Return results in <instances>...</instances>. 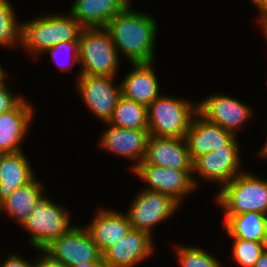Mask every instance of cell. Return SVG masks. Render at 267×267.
Returning a JSON list of instances; mask_svg holds the SVG:
<instances>
[{"instance_id":"20","label":"cell","mask_w":267,"mask_h":267,"mask_svg":"<svg viewBox=\"0 0 267 267\" xmlns=\"http://www.w3.org/2000/svg\"><path fill=\"white\" fill-rule=\"evenodd\" d=\"M47 187L35 176L29 183L18 187L14 193L0 203V213L14 219L23 226L35 209V205L47 193ZM45 192V193H44Z\"/></svg>"},{"instance_id":"14","label":"cell","mask_w":267,"mask_h":267,"mask_svg":"<svg viewBox=\"0 0 267 267\" xmlns=\"http://www.w3.org/2000/svg\"><path fill=\"white\" fill-rule=\"evenodd\" d=\"M148 233L134 228L103 254L105 267H137L150 259L156 249L155 241Z\"/></svg>"},{"instance_id":"34","label":"cell","mask_w":267,"mask_h":267,"mask_svg":"<svg viewBox=\"0 0 267 267\" xmlns=\"http://www.w3.org/2000/svg\"><path fill=\"white\" fill-rule=\"evenodd\" d=\"M253 267H267V247L260 255L259 260Z\"/></svg>"},{"instance_id":"27","label":"cell","mask_w":267,"mask_h":267,"mask_svg":"<svg viewBox=\"0 0 267 267\" xmlns=\"http://www.w3.org/2000/svg\"><path fill=\"white\" fill-rule=\"evenodd\" d=\"M232 249L231 258L232 261H236L235 264L239 267H253L259 260L260 255L266 249L267 244L260 241H248L243 239H231Z\"/></svg>"},{"instance_id":"11","label":"cell","mask_w":267,"mask_h":267,"mask_svg":"<svg viewBox=\"0 0 267 267\" xmlns=\"http://www.w3.org/2000/svg\"><path fill=\"white\" fill-rule=\"evenodd\" d=\"M146 183L143 189L171 196L182 205L183 200L197 189L192 180V170H177L140 163L132 174ZM184 197V198H183Z\"/></svg>"},{"instance_id":"4","label":"cell","mask_w":267,"mask_h":267,"mask_svg":"<svg viewBox=\"0 0 267 267\" xmlns=\"http://www.w3.org/2000/svg\"><path fill=\"white\" fill-rule=\"evenodd\" d=\"M120 55L105 28H83L79 36L80 75L118 77Z\"/></svg>"},{"instance_id":"2","label":"cell","mask_w":267,"mask_h":267,"mask_svg":"<svg viewBox=\"0 0 267 267\" xmlns=\"http://www.w3.org/2000/svg\"><path fill=\"white\" fill-rule=\"evenodd\" d=\"M83 27L70 14L39 15L34 19L21 22V48L35 60L39 55L55 45L72 40H79Z\"/></svg>"},{"instance_id":"29","label":"cell","mask_w":267,"mask_h":267,"mask_svg":"<svg viewBox=\"0 0 267 267\" xmlns=\"http://www.w3.org/2000/svg\"><path fill=\"white\" fill-rule=\"evenodd\" d=\"M9 85L6 83L0 87V114L14 109L24 99L22 94L12 91Z\"/></svg>"},{"instance_id":"9","label":"cell","mask_w":267,"mask_h":267,"mask_svg":"<svg viewBox=\"0 0 267 267\" xmlns=\"http://www.w3.org/2000/svg\"><path fill=\"white\" fill-rule=\"evenodd\" d=\"M117 77L80 75L76 81V90L84 106L99 121L108 123L111 119L118 99L122 95Z\"/></svg>"},{"instance_id":"22","label":"cell","mask_w":267,"mask_h":267,"mask_svg":"<svg viewBox=\"0 0 267 267\" xmlns=\"http://www.w3.org/2000/svg\"><path fill=\"white\" fill-rule=\"evenodd\" d=\"M122 10L116 0H74L69 13L83 28H105Z\"/></svg>"},{"instance_id":"24","label":"cell","mask_w":267,"mask_h":267,"mask_svg":"<svg viewBox=\"0 0 267 267\" xmlns=\"http://www.w3.org/2000/svg\"><path fill=\"white\" fill-rule=\"evenodd\" d=\"M108 124L125 129H148L147 107L121 95Z\"/></svg>"},{"instance_id":"16","label":"cell","mask_w":267,"mask_h":267,"mask_svg":"<svg viewBox=\"0 0 267 267\" xmlns=\"http://www.w3.org/2000/svg\"><path fill=\"white\" fill-rule=\"evenodd\" d=\"M141 163L169 169L193 170V161L185 138L155 137L150 135L144 159Z\"/></svg>"},{"instance_id":"33","label":"cell","mask_w":267,"mask_h":267,"mask_svg":"<svg viewBox=\"0 0 267 267\" xmlns=\"http://www.w3.org/2000/svg\"><path fill=\"white\" fill-rule=\"evenodd\" d=\"M251 3H254L259 16L267 9V0H251Z\"/></svg>"},{"instance_id":"8","label":"cell","mask_w":267,"mask_h":267,"mask_svg":"<svg viewBox=\"0 0 267 267\" xmlns=\"http://www.w3.org/2000/svg\"><path fill=\"white\" fill-rule=\"evenodd\" d=\"M127 209L131 227L148 233L154 238L153 228L172 218L180 204L163 193L140 189Z\"/></svg>"},{"instance_id":"18","label":"cell","mask_w":267,"mask_h":267,"mask_svg":"<svg viewBox=\"0 0 267 267\" xmlns=\"http://www.w3.org/2000/svg\"><path fill=\"white\" fill-rule=\"evenodd\" d=\"M235 135L219 125L208 121L197 112L186 132L185 140L192 161L201 155L227 145Z\"/></svg>"},{"instance_id":"10","label":"cell","mask_w":267,"mask_h":267,"mask_svg":"<svg viewBox=\"0 0 267 267\" xmlns=\"http://www.w3.org/2000/svg\"><path fill=\"white\" fill-rule=\"evenodd\" d=\"M75 225L67 233L52 240L43 250L68 267L79 263H103V255L85 226Z\"/></svg>"},{"instance_id":"35","label":"cell","mask_w":267,"mask_h":267,"mask_svg":"<svg viewBox=\"0 0 267 267\" xmlns=\"http://www.w3.org/2000/svg\"><path fill=\"white\" fill-rule=\"evenodd\" d=\"M260 149V150H259ZM257 150V157L267 160V135L263 145Z\"/></svg>"},{"instance_id":"36","label":"cell","mask_w":267,"mask_h":267,"mask_svg":"<svg viewBox=\"0 0 267 267\" xmlns=\"http://www.w3.org/2000/svg\"><path fill=\"white\" fill-rule=\"evenodd\" d=\"M2 66L3 65L0 64V87L6 84L7 82L6 77L9 76L8 73H6L8 70L3 68Z\"/></svg>"},{"instance_id":"37","label":"cell","mask_w":267,"mask_h":267,"mask_svg":"<svg viewBox=\"0 0 267 267\" xmlns=\"http://www.w3.org/2000/svg\"><path fill=\"white\" fill-rule=\"evenodd\" d=\"M73 267H105L103 263H79Z\"/></svg>"},{"instance_id":"6","label":"cell","mask_w":267,"mask_h":267,"mask_svg":"<svg viewBox=\"0 0 267 267\" xmlns=\"http://www.w3.org/2000/svg\"><path fill=\"white\" fill-rule=\"evenodd\" d=\"M71 223V212L44 195L35 205L34 211L21 227L29 233V244L34 248L43 249L52 240L59 238L75 226Z\"/></svg>"},{"instance_id":"39","label":"cell","mask_w":267,"mask_h":267,"mask_svg":"<svg viewBox=\"0 0 267 267\" xmlns=\"http://www.w3.org/2000/svg\"><path fill=\"white\" fill-rule=\"evenodd\" d=\"M7 153H5L4 151L0 150V164H1V161L3 159V157L6 155Z\"/></svg>"},{"instance_id":"26","label":"cell","mask_w":267,"mask_h":267,"mask_svg":"<svg viewBox=\"0 0 267 267\" xmlns=\"http://www.w3.org/2000/svg\"><path fill=\"white\" fill-rule=\"evenodd\" d=\"M178 245V246H177ZM180 267H224L218 257L210 254L206 249L195 246L174 244L172 247Z\"/></svg>"},{"instance_id":"5","label":"cell","mask_w":267,"mask_h":267,"mask_svg":"<svg viewBox=\"0 0 267 267\" xmlns=\"http://www.w3.org/2000/svg\"><path fill=\"white\" fill-rule=\"evenodd\" d=\"M197 112L198 102L161 94L147 106L148 131L155 137L185 138Z\"/></svg>"},{"instance_id":"30","label":"cell","mask_w":267,"mask_h":267,"mask_svg":"<svg viewBox=\"0 0 267 267\" xmlns=\"http://www.w3.org/2000/svg\"><path fill=\"white\" fill-rule=\"evenodd\" d=\"M1 260V259H0ZM35 259L30 261V259H25L19 253L16 252L8 254L4 260L0 261V267H34Z\"/></svg>"},{"instance_id":"31","label":"cell","mask_w":267,"mask_h":267,"mask_svg":"<svg viewBox=\"0 0 267 267\" xmlns=\"http://www.w3.org/2000/svg\"><path fill=\"white\" fill-rule=\"evenodd\" d=\"M37 252H39V254L35 258L34 267H68L63 262L52 258L43 249H37Z\"/></svg>"},{"instance_id":"38","label":"cell","mask_w":267,"mask_h":267,"mask_svg":"<svg viewBox=\"0 0 267 267\" xmlns=\"http://www.w3.org/2000/svg\"><path fill=\"white\" fill-rule=\"evenodd\" d=\"M123 9H132L131 1L133 0H116Z\"/></svg>"},{"instance_id":"7","label":"cell","mask_w":267,"mask_h":267,"mask_svg":"<svg viewBox=\"0 0 267 267\" xmlns=\"http://www.w3.org/2000/svg\"><path fill=\"white\" fill-rule=\"evenodd\" d=\"M238 140L235 136L222 148L201 155L193 161L192 180L196 189L200 186L199 180L214 182L215 184H212L220 185L221 189L235 176L245 171L241 166V145L238 144L240 143Z\"/></svg>"},{"instance_id":"12","label":"cell","mask_w":267,"mask_h":267,"mask_svg":"<svg viewBox=\"0 0 267 267\" xmlns=\"http://www.w3.org/2000/svg\"><path fill=\"white\" fill-rule=\"evenodd\" d=\"M198 112L208 121L215 123L233 133L238 135L243 127H247L248 121L255 115L251 106L236 99L230 95L223 93L213 94L203 98L198 103ZM247 124V125H246Z\"/></svg>"},{"instance_id":"1","label":"cell","mask_w":267,"mask_h":267,"mask_svg":"<svg viewBox=\"0 0 267 267\" xmlns=\"http://www.w3.org/2000/svg\"><path fill=\"white\" fill-rule=\"evenodd\" d=\"M105 29L109 32L119 55L131 63L154 62L158 23L151 14L123 9ZM122 53V54H121Z\"/></svg>"},{"instance_id":"15","label":"cell","mask_w":267,"mask_h":267,"mask_svg":"<svg viewBox=\"0 0 267 267\" xmlns=\"http://www.w3.org/2000/svg\"><path fill=\"white\" fill-rule=\"evenodd\" d=\"M34 106L24 98L14 109L0 114V150L18 153L23 150L30 126L34 120Z\"/></svg>"},{"instance_id":"19","label":"cell","mask_w":267,"mask_h":267,"mask_svg":"<svg viewBox=\"0 0 267 267\" xmlns=\"http://www.w3.org/2000/svg\"><path fill=\"white\" fill-rule=\"evenodd\" d=\"M154 63H131L133 68L120 81L121 93L124 97L147 107L161 95Z\"/></svg>"},{"instance_id":"23","label":"cell","mask_w":267,"mask_h":267,"mask_svg":"<svg viewBox=\"0 0 267 267\" xmlns=\"http://www.w3.org/2000/svg\"><path fill=\"white\" fill-rule=\"evenodd\" d=\"M223 226L232 239L260 241L267 244V215L245 212L237 215H223Z\"/></svg>"},{"instance_id":"25","label":"cell","mask_w":267,"mask_h":267,"mask_svg":"<svg viewBox=\"0 0 267 267\" xmlns=\"http://www.w3.org/2000/svg\"><path fill=\"white\" fill-rule=\"evenodd\" d=\"M13 7L10 0H0V46L5 49L21 46V23Z\"/></svg>"},{"instance_id":"3","label":"cell","mask_w":267,"mask_h":267,"mask_svg":"<svg viewBox=\"0 0 267 267\" xmlns=\"http://www.w3.org/2000/svg\"><path fill=\"white\" fill-rule=\"evenodd\" d=\"M223 215L257 212L267 215V179L244 171L215 193Z\"/></svg>"},{"instance_id":"28","label":"cell","mask_w":267,"mask_h":267,"mask_svg":"<svg viewBox=\"0 0 267 267\" xmlns=\"http://www.w3.org/2000/svg\"><path fill=\"white\" fill-rule=\"evenodd\" d=\"M45 54L50 55L51 60L53 61V63L57 65V67L60 69L61 72L63 71L64 73V72L71 71L73 70L72 67L75 64L79 65V40L61 42L55 45L54 47L49 48L47 51L43 53V55ZM62 55L63 57L65 55L64 57L65 59L67 56L68 61L61 62V60H58L59 58H61L59 56H62Z\"/></svg>"},{"instance_id":"17","label":"cell","mask_w":267,"mask_h":267,"mask_svg":"<svg viewBox=\"0 0 267 267\" xmlns=\"http://www.w3.org/2000/svg\"><path fill=\"white\" fill-rule=\"evenodd\" d=\"M101 208L94 213L95 216L90 220L89 225L84 226L103 255L119 242L132 227L124 211H115L106 206Z\"/></svg>"},{"instance_id":"21","label":"cell","mask_w":267,"mask_h":267,"mask_svg":"<svg viewBox=\"0 0 267 267\" xmlns=\"http://www.w3.org/2000/svg\"><path fill=\"white\" fill-rule=\"evenodd\" d=\"M29 161L24 150L7 153L3 157L0 164V203L36 176Z\"/></svg>"},{"instance_id":"13","label":"cell","mask_w":267,"mask_h":267,"mask_svg":"<svg viewBox=\"0 0 267 267\" xmlns=\"http://www.w3.org/2000/svg\"><path fill=\"white\" fill-rule=\"evenodd\" d=\"M105 124L107 128L102 132L98 146L106 152L131 160L129 170L132 172L144 159L150 132L148 129L133 130Z\"/></svg>"},{"instance_id":"32","label":"cell","mask_w":267,"mask_h":267,"mask_svg":"<svg viewBox=\"0 0 267 267\" xmlns=\"http://www.w3.org/2000/svg\"><path fill=\"white\" fill-rule=\"evenodd\" d=\"M258 17H259L257 19L258 25L261 27L262 30L261 32H263V35L267 42V9Z\"/></svg>"}]
</instances>
